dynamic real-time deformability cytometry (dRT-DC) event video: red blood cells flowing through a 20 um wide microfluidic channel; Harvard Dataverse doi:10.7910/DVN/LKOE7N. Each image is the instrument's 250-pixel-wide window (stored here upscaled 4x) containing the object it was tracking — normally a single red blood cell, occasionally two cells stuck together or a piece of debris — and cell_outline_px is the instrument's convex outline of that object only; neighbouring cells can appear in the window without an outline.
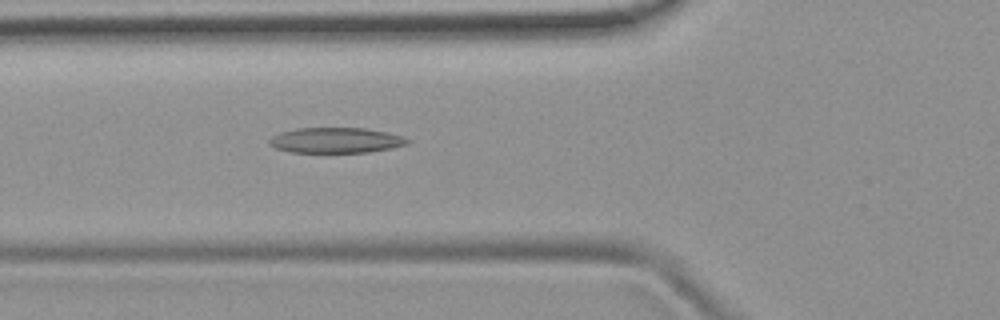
{"species": "common noctule bat (a hibernating species)", "species_latin": "Nyctalus noctula", "temperature_condition": "room temperature", "stored_images_in_passage": 52, "camera_frame_rate_fps": 3000, "um_per_image_px": 0.085, "animal": {"sex": "female", "body_mass_g": 19.9}, "frame": {"image": 1, "passage_image": 19, "time_ms": 6.0, "image_size_px": [1000, 320], "cell_outline_px": [[412, 140], [408, 144], [392, 148], [368, 152], [292, 152], [276, 148], [268, 144], [268, 140], [272, 136], [280, 132], [296, 128], [364, 128], [388, 132], [404, 136]], "centroid_in_image_um": [28.58, 11.92], "position_along_channel_um": 97.2, "area_um2": 20.58}}
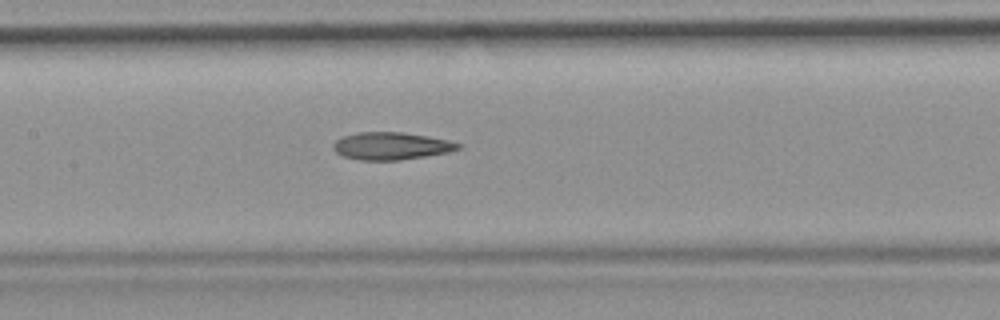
{"frame": {"image": 2, "passage_image": 25, "time_ms": 8.0, "image_size_px": [1000, 320], "cell_outline_px": [[460, 148], [448, 152], [400, 160], [360, 160], [344, 156], [336, 152], [332, 148], [332, 144], [336, 140], [344, 136], [356, 132], [404, 132], [428, 136], [448, 140], [460, 144]], "centroid_in_image_um": [33.22, 12.4], "position_along_channel_um": 174.2, "area_um2": 19.88}}
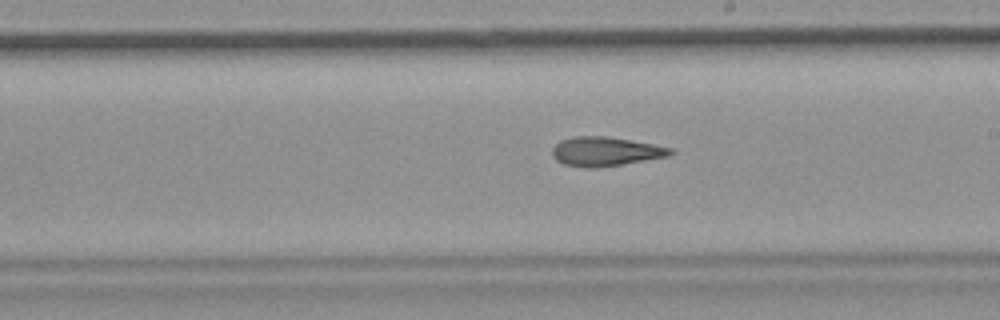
{"frame": {"image": 3, "passage_image": 30, "time_ms": 9.667, "image_size_px": [1000, 320], "cell_outline_px": [[676, 152], [668, 156], [596, 168], [584, 168], [564, 164], [556, 160], [552, 156], [552, 148], [560, 140], [572, 136], [608, 136], [652, 144], [672, 148]], "centroid_in_image_um": [51.43, 12.87], "position_along_channel_um": 237.6, "area_um2": 20.06}, "authors_computed_cell_mechanics": {"area_um2": 20.6057, "velocity_mm_per_s": 3.8274, "shape_relaxation_time_tau1_ms": null, "shape_relaxation_time_tau2_ms": 7.194, "deformation_change_tau1": null, "deformation_change_tau2": 0.2181}}